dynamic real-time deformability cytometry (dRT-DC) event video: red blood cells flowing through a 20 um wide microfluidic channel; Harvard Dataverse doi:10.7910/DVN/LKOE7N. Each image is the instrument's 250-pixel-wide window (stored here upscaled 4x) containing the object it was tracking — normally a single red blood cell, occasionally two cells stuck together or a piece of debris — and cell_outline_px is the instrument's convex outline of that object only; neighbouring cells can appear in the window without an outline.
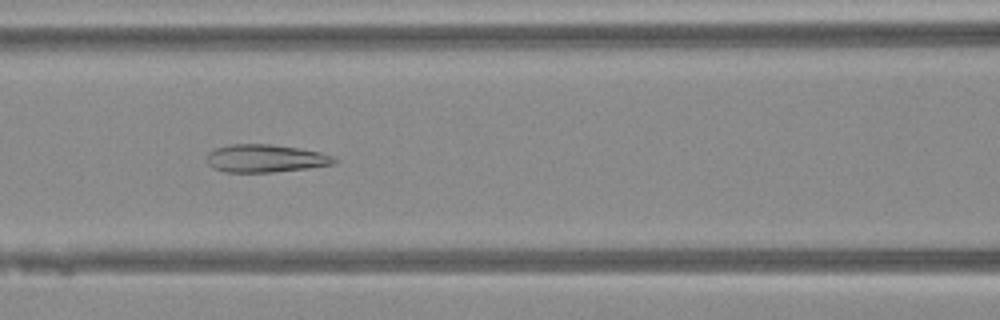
{"species": "Egyptian fruit bat (a non-hibernating species)", "species_latin": "Rousettus aegyptiacus", "temperature_condition": "warm", "stored_images_in_passage": 33, "camera_frame_rate_fps": 3000, "um_per_image_px": 0.085, "animal": {"sex": "female"}, "frame": {"image": 1, "passage_image": 13, "time_ms": 4.0, "image_size_px": [1000, 320], "cell_outline_px": [[336, 160], [332, 164], [308, 168], [272, 172], [224, 172], [212, 168], [208, 164], [204, 156], [208, 152], [216, 148], [228, 144], [268, 144], [300, 148], [320, 152], [332, 156]], "centroid_in_image_um": [22.48, 13.46], "position_along_channel_um": 144.1, "area_um2": 20.75}}
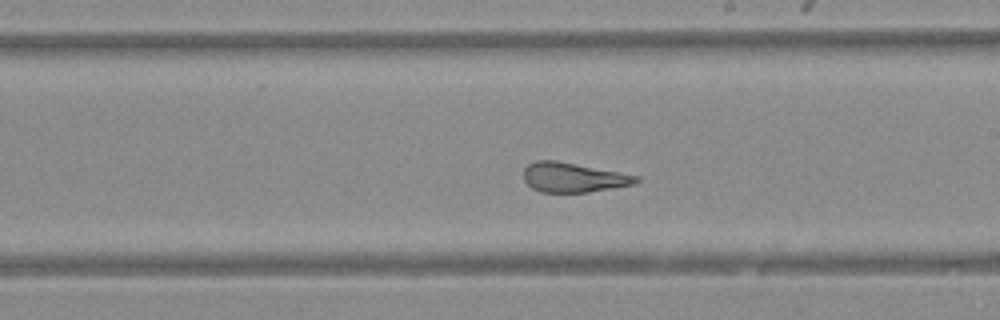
{"frame": {"image": 2, "passage_image": 20, "time_ms": 6.333, "image_size_px": [1000, 320], "cell_outline_px": [[640, 180], [636, 184], [588, 192], [540, 192], [532, 188], [524, 180], [524, 168], [528, 164], [536, 160], [556, 160], [640, 176]], "centroid_in_image_um": [48.73, 15.08], "position_along_channel_um": 240.3, "area_um2": 19.42}}
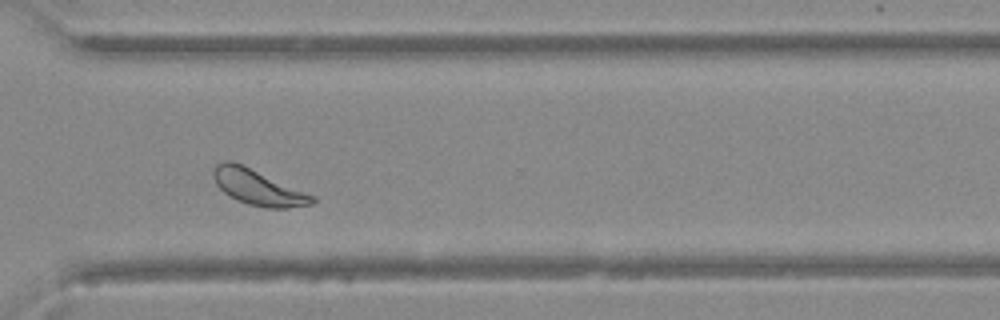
{"frame": {"image": 3, "passage_image": 28, "time_ms": 9.0, "image_size_px": [1000, 320], "cell_outline_px": [[316, 200], [312, 204], [288, 208], [268, 208], [248, 204], [236, 200], [228, 196], [216, 184], [212, 176], [212, 172], [216, 164], [224, 160], [228, 160], [240, 164], [316, 196]], "centroid_in_image_um": [21.91, 15.94], "position_along_channel_um": 348.7, "area_um2": 20.29}}